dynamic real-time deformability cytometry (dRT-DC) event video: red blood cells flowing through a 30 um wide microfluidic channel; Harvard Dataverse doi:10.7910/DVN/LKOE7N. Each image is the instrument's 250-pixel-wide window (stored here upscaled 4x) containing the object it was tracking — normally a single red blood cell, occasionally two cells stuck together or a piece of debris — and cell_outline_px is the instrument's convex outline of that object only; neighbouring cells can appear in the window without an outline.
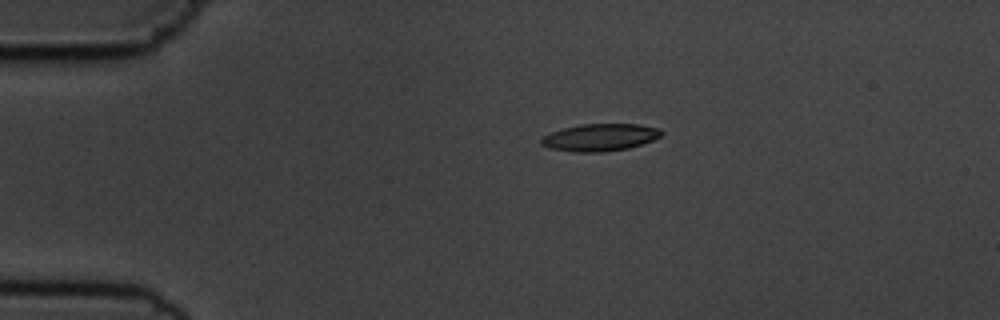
{"species": "common noctule bat (a hibernating species)", "species_latin": "Nyctalus noctula", "temperature_condition": "cold", "stored_images_in_passage": 5, "camera_frame_rate_fps": 3000, "um_per_image_px": 0.085, "animal": {"sex": "male", "body_mass_g": 19.5, "forearm_length_mm": 54.6}, "frame": {"image": 1, "passage_image": 5, "time_ms": 4.667, "image_size_px": [1000, 320], "cell_outline_px": [[664, 132], [660, 136], [652, 140], [628, 148], [600, 152], [576, 152], [548, 148], [540, 144], [540, 140], [544, 136], [552, 132], [564, 128], [580, 124], [640, 124], [660, 128]], "centroid_in_image_um": [51.0, 11.67], "position_along_channel_um": 34.0, "area_um2": 19.02}}